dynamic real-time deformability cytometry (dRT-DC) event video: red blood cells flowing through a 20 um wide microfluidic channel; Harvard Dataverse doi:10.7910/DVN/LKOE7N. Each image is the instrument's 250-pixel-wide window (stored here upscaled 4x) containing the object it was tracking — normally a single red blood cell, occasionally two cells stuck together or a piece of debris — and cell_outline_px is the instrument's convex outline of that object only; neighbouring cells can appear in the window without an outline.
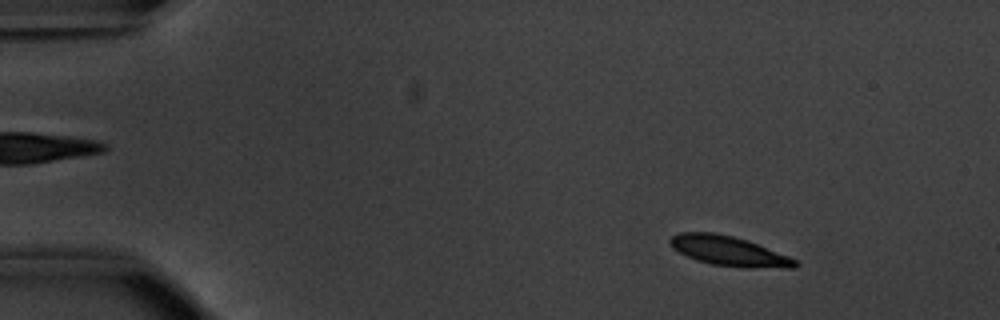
{"species": "common noctule bat (a hibernating species)", "species_latin": "Nyctalus noctula", "temperature_condition": "warm", "stored_images_in_passage": 53, "camera_frame_rate_fps": 3000, "um_per_image_px": 0.085, "animal": {"sex": "male", "body_mass_g": 20.1, "forearm_length_mm": 53.5}, "frame": {"image": 1, "passage_image": 7, "time_ms": 2.0, "image_size_px": [1000, 320], "cell_outline_px": [[800, 264], [796, 268], [744, 268], [712, 264], [696, 260], [672, 248], [668, 240], [672, 236], [680, 232], [712, 232], [732, 236], [748, 240], [788, 256], [796, 260]], "centroid_in_image_um": [61.97, 21.34], "position_along_channel_um": 23.0, "area_um2": 21.73}}
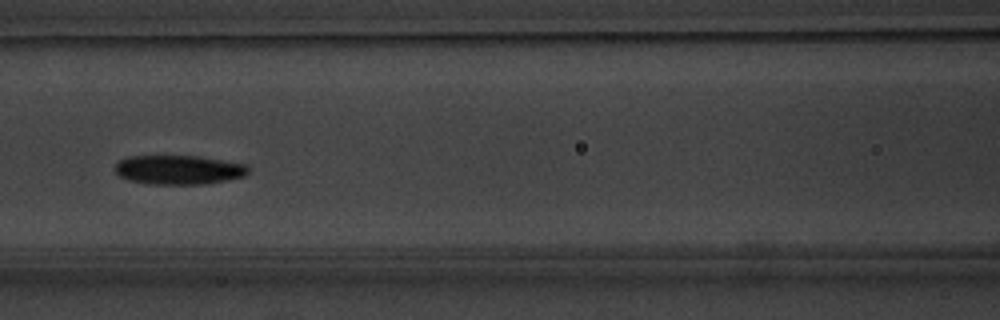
{"frame": {"image": 2, "passage_image": 24, "time_ms": 7.667, "image_size_px": [1000, 320], "cell_outline_px": [[248, 172], [244, 176], [204, 184], [148, 184], [128, 180], [120, 176], [116, 172], [116, 164], [120, 160], [128, 156], [200, 156], [248, 164]], "centroid_in_image_um": [15.19, 14.43], "position_along_channel_um": 151.4, "area_um2": 22.66}}
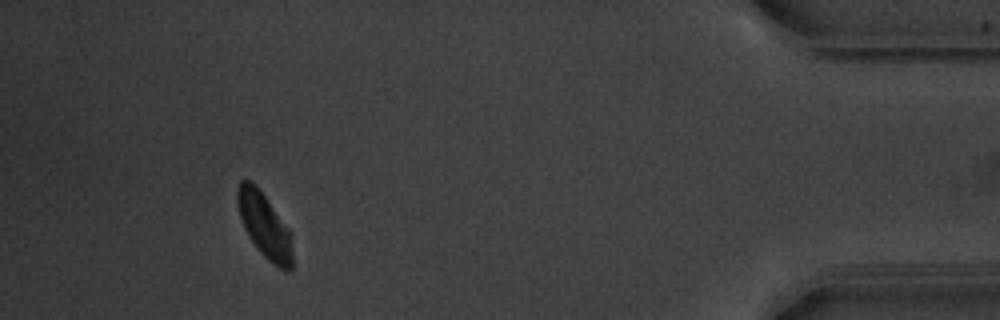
{"frame": {"image": 3, "passage_image": 49, "time_ms": 16.0, "image_size_px": [1000, 320], "cell_outline_px": [[292, 268], [288, 272], [284, 272], [272, 264], [260, 252], [248, 236], [244, 228], [240, 216], [236, 200], [236, 188], [240, 180], [248, 180], [264, 196], [292, 232]], "centroid_in_image_um": [22.5, 19.23], "position_along_channel_um": 412.7, "area_um2": 20.81}, "authors_computed_cell_mechanics": {"area_um2": 22.1374, "velocity_mm_per_s": 3.8034, "shape_relaxation_time_tau1_ms": 2.4945, "shape_relaxation_time_tau2_ms": null, "deformation_change_tau1": 0.1047, "deformation_change_tau2": null}}